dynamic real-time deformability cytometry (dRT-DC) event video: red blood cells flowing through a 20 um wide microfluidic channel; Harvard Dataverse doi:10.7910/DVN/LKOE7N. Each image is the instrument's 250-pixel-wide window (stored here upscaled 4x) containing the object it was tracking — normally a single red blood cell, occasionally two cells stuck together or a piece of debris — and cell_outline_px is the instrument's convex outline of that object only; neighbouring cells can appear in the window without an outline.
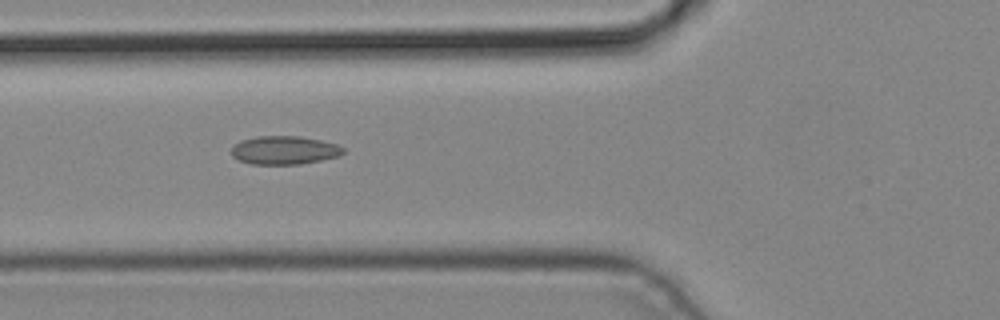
{"species": "common noctule bat (a hibernating species)", "species_latin": "Nyctalus noctula", "temperature_condition": "cold", "stored_images_in_passage": 5, "camera_frame_rate_fps": 3000, "um_per_image_px": 0.085, "animal": {"sex": "male", "body_mass_g": 19.2, "forearm_length_mm": 51.8}, "frame": {"image": 1, "passage_image": 4, "time_ms": 1.0, "image_size_px": [1000, 320], "cell_outline_px": [[344, 152], [340, 156], [300, 164], [252, 164], [240, 160], [232, 156], [232, 148], [240, 140], [256, 136], [300, 136], [320, 140], [336, 144], [344, 148]], "centroid_in_image_um": [24.17, 12.76], "position_along_channel_um": 101.6, "area_um2": 18.44}}
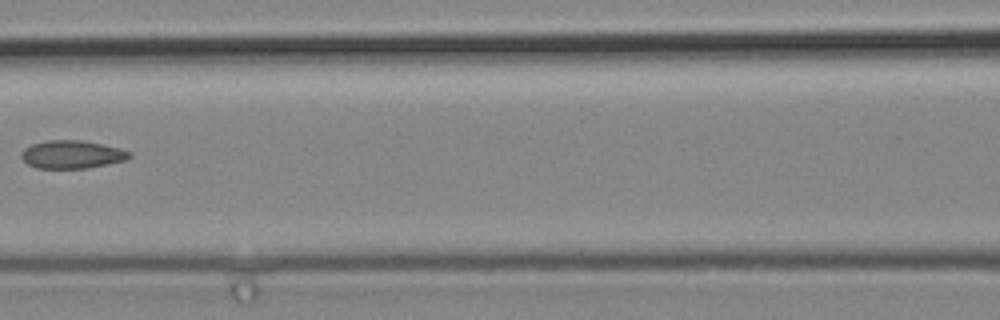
{"frame": {"image": 2, "passage_image": 5, "time_ms": 1.333, "image_size_px": [1000, 320], "cell_outline_px": [[132, 156], [124, 160], [84, 168], [36, 168], [28, 164], [20, 156], [20, 152], [24, 148], [32, 144], [48, 140], [80, 140], [120, 148], [132, 152]], "centroid_in_image_um": [6.08, 13.12], "position_along_channel_um": 160.5, "area_um2": 17.46}}